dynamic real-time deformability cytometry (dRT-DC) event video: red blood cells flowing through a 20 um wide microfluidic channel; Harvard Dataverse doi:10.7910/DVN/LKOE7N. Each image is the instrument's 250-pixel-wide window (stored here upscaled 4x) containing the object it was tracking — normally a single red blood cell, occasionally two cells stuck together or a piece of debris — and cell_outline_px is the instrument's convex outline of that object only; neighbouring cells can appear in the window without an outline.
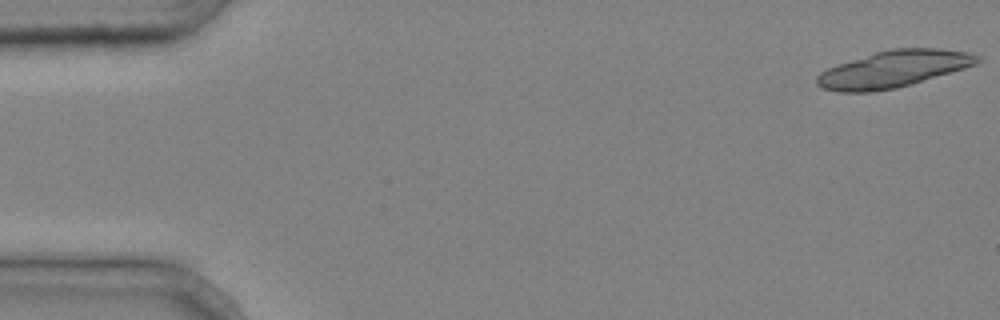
{"species": "common noctule bat (a hibernating species)", "species_latin": "Nyctalus noctula", "temperature_condition": "cold", "stored_images_in_passage": 6, "camera_frame_rate_fps": 3000, "um_per_image_px": 0.085, "animal": {"sex": "male", "body_mass_g": 20.4}, "frame": {"image": 1, "passage_image": 1, "time_ms": 0.0, "image_size_px": [1000, 320], "cell_outline_px": [[980, 60], [976, 64], [964, 68], [912, 84], [896, 88], [876, 92], [840, 92], [824, 88], [816, 84], [816, 76], [820, 72], [836, 64], [876, 52], [892, 48], [940, 48], [968, 52], [976, 56]], "centroid_in_image_um": [75.9, 5.87], "position_along_channel_um": 9.1, "area_um2": 34.22}}
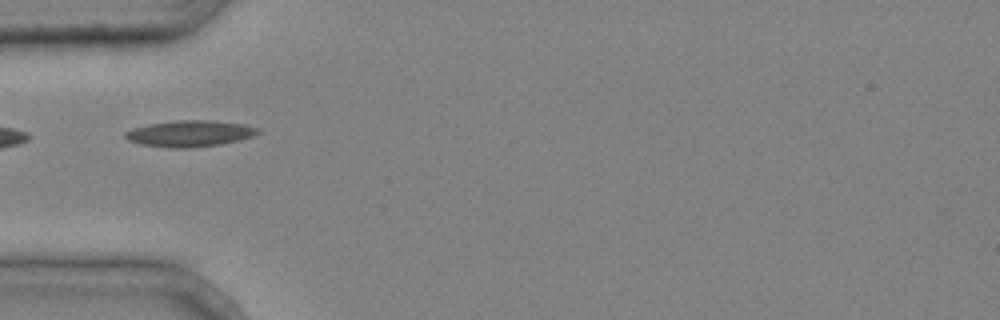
{"frame": {"image": 2, "passage_image": 5, "time_ms": 1.333, "image_size_px": [1000, 320], "cell_outline_px": [[260, 132], [252, 136], [220, 144], [188, 148], [168, 148], [140, 144], [128, 140], [124, 136], [124, 132], [132, 128], [148, 124], [176, 120], [212, 120], [244, 124], [260, 128]], "centroid_in_image_um": [16.1, 11.34], "position_along_channel_um": 68.9, "area_um2": 20.35}}